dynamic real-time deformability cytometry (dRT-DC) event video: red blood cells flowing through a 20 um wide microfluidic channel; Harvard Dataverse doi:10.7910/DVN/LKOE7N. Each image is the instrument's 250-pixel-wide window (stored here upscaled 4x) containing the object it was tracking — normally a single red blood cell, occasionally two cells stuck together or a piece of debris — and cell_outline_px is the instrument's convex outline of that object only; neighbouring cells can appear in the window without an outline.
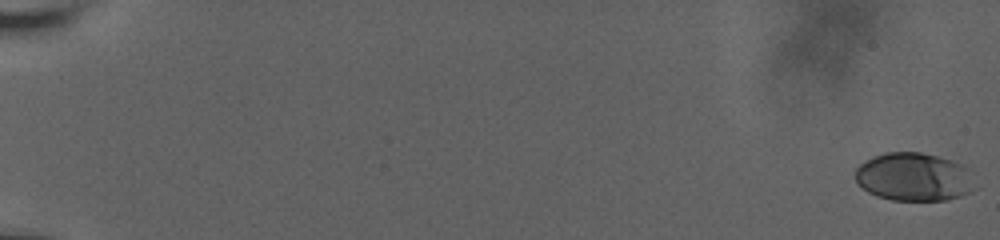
{"species": "human", "species_latin": "Homo sapiens", "temperature_condition": "room temperature", "stored_images_in_passage": 61, "camera_frame_rate_fps": 3000, "um_per_image_px": 0.085, "donor": {"sex": "male"}, "frame": {"image": 1, "passage_image": 1, "time_ms": 0.0, "image_size_px": [1000, 240], "cell_outline_px": [[980, 188], [960, 196], [944, 200], [892, 200], [876, 196], [868, 192], [856, 184], [856, 168], [860, 164], [884, 152], [920, 152], [952, 160], [964, 164], [968, 168]], "centroid_in_image_um": [77.74, 15.05], "position_along_channel_um": 7.3, "area_um2": 34.1}}
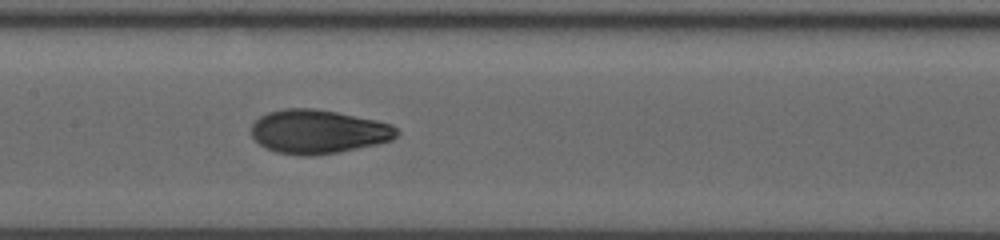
{"frame": {"image": 2, "passage_image": 34, "time_ms": 11.0, "image_size_px": [1000, 240], "cell_outline_px": [[400, 132], [392, 140], [376, 144], [336, 152], [312, 156], [304, 156], [276, 152], [260, 144], [252, 136], [252, 124], [260, 116], [268, 112], [284, 108], [312, 108], [336, 112], [376, 120], [392, 124]], "centroid_in_image_um": [27.05, 11.18], "position_along_channel_um": 180.4, "area_um2": 36.93}}
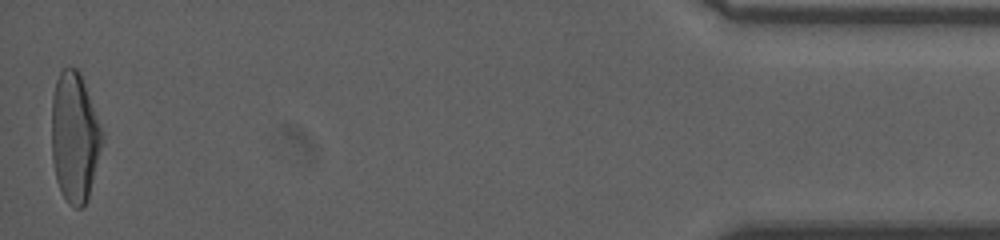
{"frame": {"image": 3, "passage_image": 61, "time_ms": 20.0, "image_size_px": [1000, 240], "cell_outline_px": [[104, 140], [88, 200], [80, 208], [76, 208], [68, 204], [56, 180], [52, 160], [52, 96], [56, 80], [60, 72], [64, 68], [76, 68], [80, 72], [104, 132]], "centroid_in_image_um": [6.36, 11.67], "position_along_channel_um": 428.8, "area_um2": 38.55}, "authors_computed_cell_mechanics": {"area_um2": 36.0672, "velocity_mm_per_s": 3.6606, "shape_relaxation_time_tau1_ms": 5.9072, "shape_relaxation_time_tau2_ms": 1.3265, "deformation_change_tau1": 0.2164, "deformation_change_tau2": 0.0665}}